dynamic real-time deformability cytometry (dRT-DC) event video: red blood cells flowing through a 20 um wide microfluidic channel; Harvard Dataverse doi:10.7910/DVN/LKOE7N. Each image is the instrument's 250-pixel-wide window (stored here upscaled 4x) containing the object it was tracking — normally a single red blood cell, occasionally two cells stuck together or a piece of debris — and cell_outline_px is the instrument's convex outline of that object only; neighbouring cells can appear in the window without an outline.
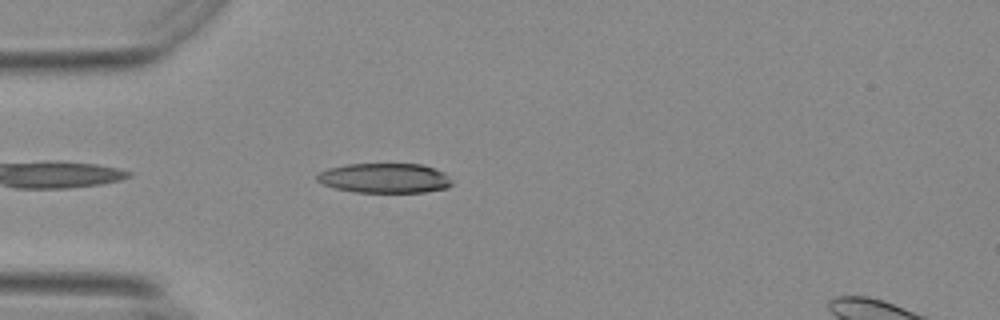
{"species": "Egyptian fruit bat (a non-hibernating species)", "species_latin": "Rousettus aegyptiacus", "temperature_condition": "warm", "stored_images_in_passage": 36, "camera_frame_rate_fps": 3000, "um_per_image_px": 0.085, "animal": {"sex": "female"}, "frame": {"image": 1, "passage_image": 2, "time_ms": 0.333, "image_size_px": [1000, 320], "cell_outline_px": [[452, 184], [448, 188], [424, 192], [356, 192], [336, 188], [324, 184], [316, 180], [316, 176], [320, 172], [328, 168], [344, 164], [424, 164], [444, 172], [452, 180]], "centroid_in_image_um": [32.72, 15.13], "position_along_channel_um": 52.3, "area_um2": 23.47}}
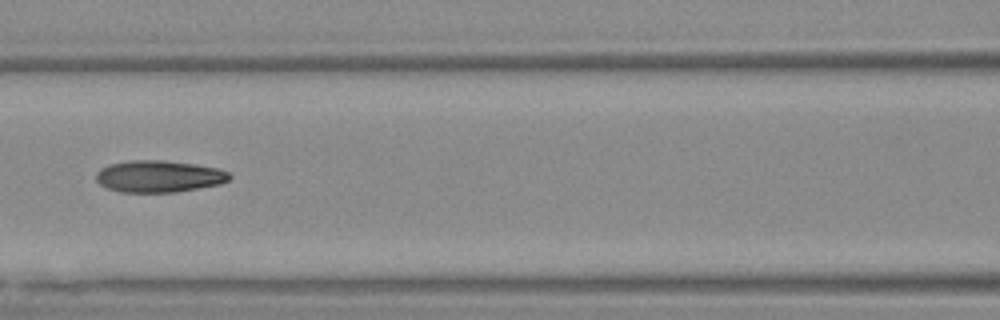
{"frame": {"image": 2, "passage_image": 11, "time_ms": 3.333, "image_size_px": [1000, 320], "cell_outline_px": [[232, 176], [228, 180], [220, 184], [176, 192], [120, 192], [108, 188], [100, 184], [96, 180], [96, 172], [100, 168], [108, 164], [128, 160], [164, 160], [196, 164], [216, 168], [228, 172]], "centroid_in_image_um": [13.48, 14.98], "position_along_channel_um": 153.1, "area_um2": 24.85}}
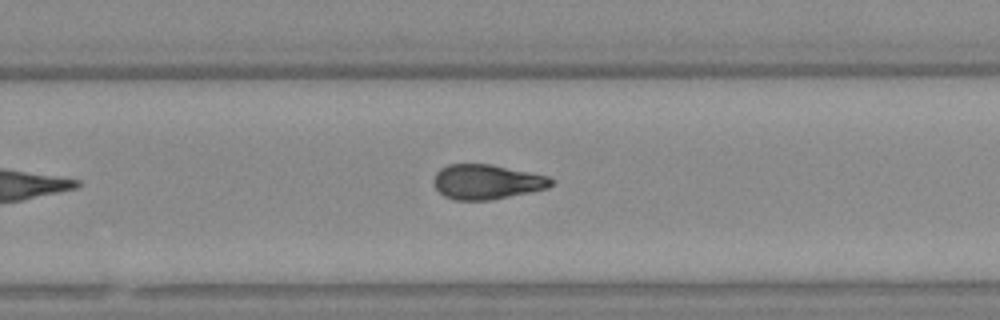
{"frame": {"image": 3, "passage_image": 22, "time_ms": 7.0, "image_size_px": [1000, 320], "cell_outline_px": [[556, 184], [548, 188], [492, 200], [456, 200], [444, 196], [436, 188], [432, 180], [436, 172], [440, 168], [448, 164], [492, 164], [548, 176], [556, 180]], "centroid_in_image_um": [41.4, 15.45], "position_along_channel_um": 288.4, "area_um2": 24.04}, "authors_computed_cell_mechanics": {"area_um2": 24.1893, "velocity_mm_per_s": 3.7146, "shape_relaxation_time_tau1_ms": 8.0845, "shape_relaxation_time_tau2_ms": 3.2134, "deformation_change_tau1": 0.2252, "deformation_change_tau2": 0.1134}}